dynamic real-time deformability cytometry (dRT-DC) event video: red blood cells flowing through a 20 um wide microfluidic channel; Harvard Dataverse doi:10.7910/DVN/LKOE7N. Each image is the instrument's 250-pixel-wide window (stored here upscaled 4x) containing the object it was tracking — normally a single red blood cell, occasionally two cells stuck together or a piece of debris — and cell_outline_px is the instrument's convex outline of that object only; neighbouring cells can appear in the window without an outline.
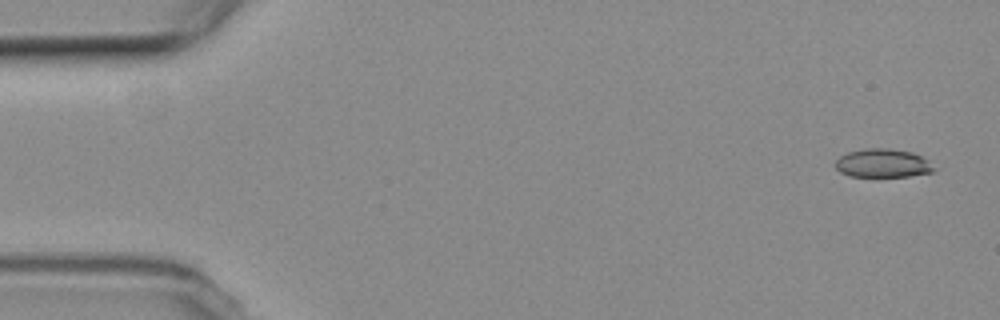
{"species": "common noctule bat (a hibernating species)", "species_latin": "Nyctalus noctula", "temperature_condition": "room temperature", "stored_images_in_passage": 7, "camera_frame_rate_fps": 3000, "um_per_image_px": 0.085, "animal": {"sex": "female", "body_mass_g": 19.3, "forearm_length_mm": 54.1}, "frame": {"image": 1, "passage_image": 1, "time_ms": 0.0, "image_size_px": [1000, 320], "cell_outline_px": [[936, 172], [908, 176], [848, 176], [840, 172], [836, 168], [836, 160], [840, 156], [848, 152], [864, 148], [888, 148], [912, 152], [928, 160], [936, 168]], "centroid_in_image_um": [75.06, 13.87], "position_along_channel_um": 9.9, "area_um2": 16.47}}
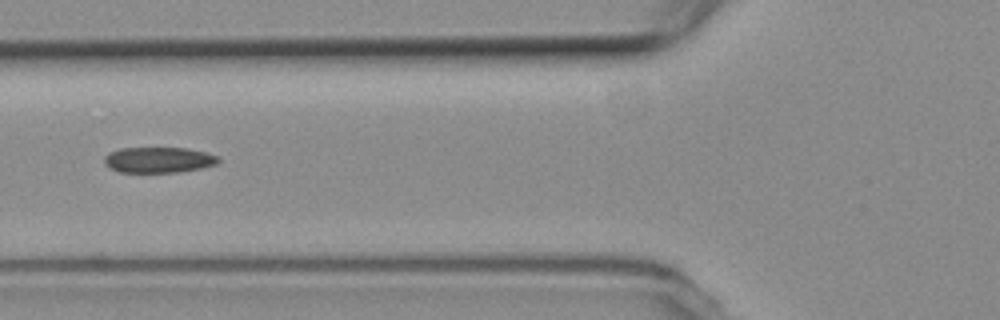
{"frame": {"image": 2, "passage_image": 6, "time_ms": 6.333, "image_size_px": [1000, 320], "cell_outline_px": [[220, 160], [216, 164], [200, 168], [180, 172], [120, 172], [108, 168], [104, 164], [104, 156], [108, 152], [120, 148], [188, 148], [208, 152], [216, 156]], "centroid_in_image_um": [13.44, 13.58], "position_along_channel_um": 112.4, "area_um2": 17.22}}
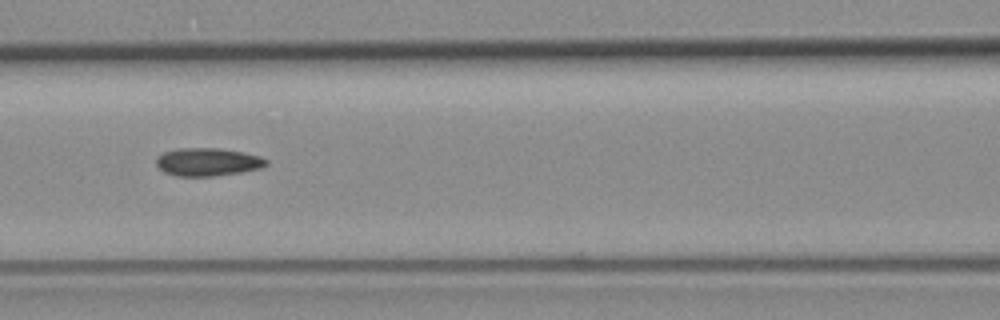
{"frame": {"image": 3, "passage_image": 7, "time_ms": 7.333, "image_size_px": [1000, 320], "cell_outline_px": [[268, 164], [260, 168], [240, 172], [216, 176], [176, 176], [164, 172], [156, 164], [156, 156], [164, 152], [176, 148], [216, 148], [240, 152], [260, 156], [268, 160]], "centroid_in_image_um": [17.62, 13.77], "position_along_channel_um": 149.0, "area_um2": 17.92}}